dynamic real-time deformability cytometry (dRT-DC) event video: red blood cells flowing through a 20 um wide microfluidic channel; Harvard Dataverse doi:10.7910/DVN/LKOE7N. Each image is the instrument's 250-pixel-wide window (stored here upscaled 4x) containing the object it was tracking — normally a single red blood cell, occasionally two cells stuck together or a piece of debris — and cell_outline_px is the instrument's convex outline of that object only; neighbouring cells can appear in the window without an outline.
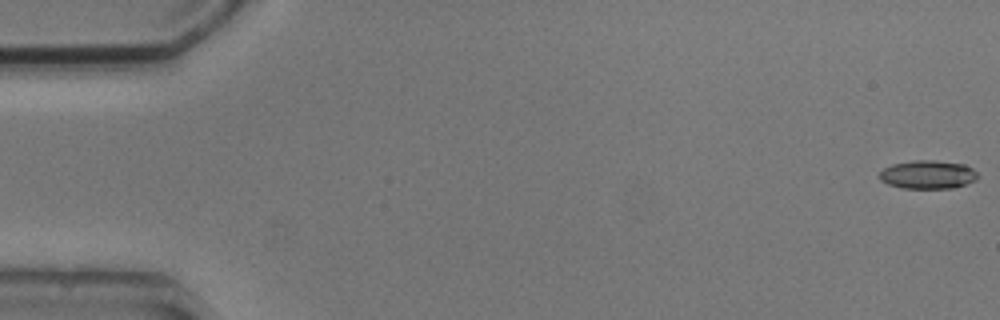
{"species": "common noctule bat (a hibernating species)", "species_latin": "Nyctalus noctula", "temperature_condition": "cold", "stored_images_in_passage": 5, "camera_frame_rate_fps": 3000, "um_per_image_px": 0.085, "animal": {"sex": "male", "body_mass_g": 20.5, "forearm_length_mm": 52.5}, "frame": {"image": 1, "passage_image": 1, "time_ms": 0.0, "image_size_px": [1000, 320], "cell_outline_px": [[976, 180], [952, 188], [904, 188], [888, 184], [880, 180], [880, 172], [884, 168], [892, 164], [912, 160], [936, 160], [964, 164], [972, 168], [976, 172]], "centroid_in_image_um": [78.85, 14.83], "position_along_channel_um": 6.2, "area_um2": 16.18}}
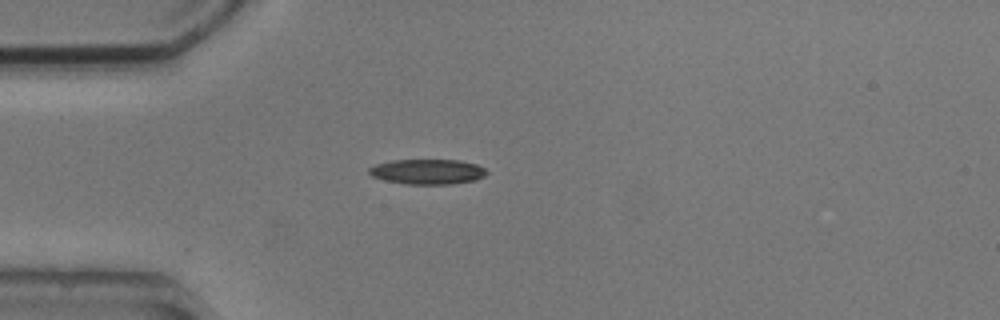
{"frame": {"image": 2, "passage_image": 5, "time_ms": 4.667, "image_size_px": [1000, 320], "cell_outline_px": [[488, 172], [484, 176], [476, 180], [452, 184], [408, 184], [384, 180], [372, 176], [368, 172], [368, 168], [376, 164], [392, 160], [460, 160], [476, 164], [484, 168]], "centroid_in_image_um": [36.34, 14.59], "position_along_channel_um": 48.7, "area_um2": 17.22}}